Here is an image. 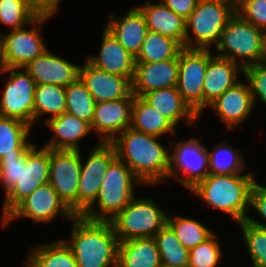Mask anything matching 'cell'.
<instances>
[{
	"instance_id": "6da1fadb",
	"label": "cell",
	"mask_w": 266,
	"mask_h": 267,
	"mask_svg": "<svg viewBox=\"0 0 266 267\" xmlns=\"http://www.w3.org/2000/svg\"><path fill=\"white\" fill-rule=\"evenodd\" d=\"M157 138L129 127L111 142L116 156L130 168L141 184H155L168 178L170 154Z\"/></svg>"
},
{
	"instance_id": "7a4b0ae2",
	"label": "cell",
	"mask_w": 266,
	"mask_h": 267,
	"mask_svg": "<svg viewBox=\"0 0 266 267\" xmlns=\"http://www.w3.org/2000/svg\"><path fill=\"white\" fill-rule=\"evenodd\" d=\"M73 221L71 239L64 241L78 267H117L119 241L112 223L82 216H75Z\"/></svg>"
},
{
	"instance_id": "3957f363",
	"label": "cell",
	"mask_w": 266,
	"mask_h": 267,
	"mask_svg": "<svg viewBox=\"0 0 266 267\" xmlns=\"http://www.w3.org/2000/svg\"><path fill=\"white\" fill-rule=\"evenodd\" d=\"M254 173L245 175L209 174L199 181L191 190L213 208L232 216L240 223L247 219L250 207V193L256 182Z\"/></svg>"
},
{
	"instance_id": "277c9868",
	"label": "cell",
	"mask_w": 266,
	"mask_h": 267,
	"mask_svg": "<svg viewBox=\"0 0 266 267\" xmlns=\"http://www.w3.org/2000/svg\"><path fill=\"white\" fill-rule=\"evenodd\" d=\"M140 183L116 156L107 167L97 199L81 216L91 221H110L135 197L133 186ZM96 202L99 210L94 207Z\"/></svg>"
},
{
	"instance_id": "5b68a950",
	"label": "cell",
	"mask_w": 266,
	"mask_h": 267,
	"mask_svg": "<svg viewBox=\"0 0 266 267\" xmlns=\"http://www.w3.org/2000/svg\"><path fill=\"white\" fill-rule=\"evenodd\" d=\"M234 14L235 0H199L185 20L184 48L209 49L212 44L217 45L224 27ZM190 33L193 38H190Z\"/></svg>"
},
{
	"instance_id": "8992f818",
	"label": "cell",
	"mask_w": 266,
	"mask_h": 267,
	"mask_svg": "<svg viewBox=\"0 0 266 267\" xmlns=\"http://www.w3.org/2000/svg\"><path fill=\"white\" fill-rule=\"evenodd\" d=\"M167 216L153 200L133 198L110 222L118 241L123 242L154 237L167 224Z\"/></svg>"
},
{
	"instance_id": "52a82bcc",
	"label": "cell",
	"mask_w": 266,
	"mask_h": 267,
	"mask_svg": "<svg viewBox=\"0 0 266 267\" xmlns=\"http://www.w3.org/2000/svg\"><path fill=\"white\" fill-rule=\"evenodd\" d=\"M262 30L244 21L235 13L224 27L216 45L218 56L227 58L244 69L260 64ZM238 60H237V59ZM239 58L241 63L238 62Z\"/></svg>"
},
{
	"instance_id": "ba28073f",
	"label": "cell",
	"mask_w": 266,
	"mask_h": 267,
	"mask_svg": "<svg viewBox=\"0 0 266 267\" xmlns=\"http://www.w3.org/2000/svg\"><path fill=\"white\" fill-rule=\"evenodd\" d=\"M211 56L210 49L183 47L179 52L176 87L184 102L199 118L203 111V80Z\"/></svg>"
},
{
	"instance_id": "9c48e42d",
	"label": "cell",
	"mask_w": 266,
	"mask_h": 267,
	"mask_svg": "<svg viewBox=\"0 0 266 267\" xmlns=\"http://www.w3.org/2000/svg\"><path fill=\"white\" fill-rule=\"evenodd\" d=\"M54 13L42 11L31 22V25L34 26L31 30H25L22 27L11 30L6 35L0 34L6 68H19L21 70L48 49L43 41L44 39L39 34L40 28L37 26L42 27L44 21L51 19Z\"/></svg>"
},
{
	"instance_id": "30bf717a",
	"label": "cell",
	"mask_w": 266,
	"mask_h": 267,
	"mask_svg": "<svg viewBox=\"0 0 266 267\" xmlns=\"http://www.w3.org/2000/svg\"><path fill=\"white\" fill-rule=\"evenodd\" d=\"M50 149L38 150L34 144L26 153V165H21L19 182L6 194L2 209V220L36 188L49 182Z\"/></svg>"
},
{
	"instance_id": "8fae6325",
	"label": "cell",
	"mask_w": 266,
	"mask_h": 267,
	"mask_svg": "<svg viewBox=\"0 0 266 267\" xmlns=\"http://www.w3.org/2000/svg\"><path fill=\"white\" fill-rule=\"evenodd\" d=\"M81 164L80 150L50 149L49 183L75 216Z\"/></svg>"
},
{
	"instance_id": "7c38bea8",
	"label": "cell",
	"mask_w": 266,
	"mask_h": 267,
	"mask_svg": "<svg viewBox=\"0 0 266 267\" xmlns=\"http://www.w3.org/2000/svg\"><path fill=\"white\" fill-rule=\"evenodd\" d=\"M6 68L10 72L2 99L0 100V116L16 118L32 127L34 123V94L36 83L22 68Z\"/></svg>"
},
{
	"instance_id": "4fadbf2b",
	"label": "cell",
	"mask_w": 266,
	"mask_h": 267,
	"mask_svg": "<svg viewBox=\"0 0 266 267\" xmlns=\"http://www.w3.org/2000/svg\"><path fill=\"white\" fill-rule=\"evenodd\" d=\"M66 219H73L75 214L58 197L57 192L48 182L36 188L23 199L3 220L2 226H7L15 218H30L35 223L51 222L58 214Z\"/></svg>"
},
{
	"instance_id": "5bb4252c",
	"label": "cell",
	"mask_w": 266,
	"mask_h": 267,
	"mask_svg": "<svg viewBox=\"0 0 266 267\" xmlns=\"http://www.w3.org/2000/svg\"><path fill=\"white\" fill-rule=\"evenodd\" d=\"M91 150L86 162L81 164L77 193V216H81L97 199L104 175L110 162L116 157L111 142H99Z\"/></svg>"
},
{
	"instance_id": "9a60e30c",
	"label": "cell",
	"mask_w": 266,
	"mask_h": 267,
	"mask_svg": "<svg viewBox=\"0 0 266 267\" xmlns=\"http://www.w3.org/2000/svg\"><path fill=\"white\" fill-rule=\"evenodd\" d=\"M169 157V177H177L181 171L186 178L177 177L176 180L183 186L192 189L199 181L209 175V153L205 146L194 137L186 142H176Z\"/></svg>"
},
{
	"instance_id": "2e32d148",
	"label": "cell",
	"mask_w": 266,
	"mask_h": 267,
	"mask_svg": "<svg viewBox=\"0 0 266 267\" xmlns=\"http://www.w3.org/2000/svg\"><path fill=\"white\" fill-rule=\"evenodd\" d=\"M133 101L132 93L128 98L95 103L90 126L100 135L101 142H112L116 134L131 126Z\"/></svg>"
},
{
	"instance_id": "e0dca14e",
	"label": "cell",
	"mask_w": 266,
	"mask_h": 267,
	"mask_svg": "<svg viewBox=\"0 0 266 267\" xmlns=\"http://www.w3.org/2000/svg\"><path fill=\"white\" fill-rule=\"evenodd\" d=\"M79 78L96 102L128 98L132 94V83L128 78L96 68L88 60L80 66Z\"/></svg>"
},
{
	"instance_id": "ac0fdd59",
	"label": "cell",
	"mask_w": 266,
	"mask_h": 267,
	"mask_svg": "<svg viewBox=\"0 0 266 267\" xmlns=\"http://www.w3.org/2000/svg\"><path fill=\"white\" fill-rule=\"evenodd\" d=\"M179 55L160 62H136L132 80V93L143 96L153 90L177 85Z\"/></svg>"
},
{
	"instance_id": "d6986e66",
	"label": "cell",
	"mask_w": 266,
	"mask_h": 267,
	"mask_svg": "<svg viewBox=\"0 0 266 267\" xmlns=\"http://www.w3.org/2000/svg\"><path fill=\"white\" fill-rule=\"evenodd\" d=\"M23 68L36 85L55 84L67 87L79 78L80 66L51 54L47 49Z\"/></svg>"
},
{
	"instance_id": "ffe728a7",
	"label": "cell",
	"mask_w": 266,
	"mask_h": 267,
	"mask_svg": "<svg viewBox=\"0 0 266 267\" xmlns=\"http://www.w3.org/2000/svg\"><path fill=\"white\" fill-rule=\"evenodd\" d=\"M241 82L227 89L208 105L214 108L219 119L228 129H233L243 122L255 106L249 84Z\"/></svg>"
},
{
	"instance_id": "44dd1931",
	"label": "cell",
	"mask_w": 266,
	"mask_h": 267,
	"mask_svg": "<svg viewBox=\"0 0 266 267\" xmlns=\"http://www.w3.org/2000/svg\"><path fill=\"white\" fill-rule=\"evenodd\" d=\"M93 66L122 77L131 82L135 73V57L132 56L105 27L99 55L87 59Z\"/></svg>"
},
{
	"instance_id": "7402d4cb",
	"label": "cell",
	"mask_w": 266,
	"mask_h": 267,
	"mask_svg": "<svg viewBox=\"0 0 266 267\" xmlns=\"http://www.w3.org/2000/svg\"><path fill=\"white\" fill-rule=\"evenodd\" d=\"M239 71H244L240 64L227 58L212 55L203 80V110L227 89L238 82Z\"/></svg>"
},
{
	"instance_id": "603a6c76",
	"label": "cell",
	"mask_w": 266,
	"mask_h": 267,
	"mask_svg": "<svg viewBox=\"0 0 266 267\" xmlns=\"http://www.w3.org/2000/svg\"><path fill=\"white\" fill-rule=\"evenodd\" d=\"M114 16L113 13L110 14L106 28L136 58L148 31L143 13L138 7H134L120 19Z\"/></svg>"
},
{
	"instance_id": "cb8c5ba5",
	"label": "cell",
	"mask_w": 266,
	"mask_h": 267,
	"mask_svg": "<svg viewBox=\"0 0 266 267\" xmlns=\"http://www.w3.org/2000/svg\"><path fill=\"white\" fill-rule=\"evenodd\" d=\"M53 138L45 144V148L54 150H80L79 141L91 132L89 123L71 115L63 113L45 120Z\"/></svg>"
},
{
	"instance_id": "d4e9b609",
	"label": "cell",
	"mask_w": 266,
	"mask_h": 267,
	"mask_svg": "<svg viewBox=\"0 0 266 267\" xmlns=\"http://www.w3.org/2000/svg\"><path fill=\"white\" fill-rule=\"evenodd\" d=\"M138 8L145 17L149 31L173 38L184 47L185 19L177 15L162 2L152 3L149 0Z\"/></svg>"
},
{
	"instance_id": "484cf974",
	"label": "cell",
	"mask_w": 266,
	"mask_h": 267,
	"mask_svg": "<svg viewBox=\"0 0 266 267\" xmlns=\"http://www.w3.org/2000/svg\"><path fill=\"white\" fill-rule=\"evenodd\" d=\"M142 98L164 116L175 128L181 118L191 125L199 117L184 102L176 86L153 90Z\"/></svg>"
},
{
	"instance_id": "4316f807",
	"label": "cell",
	"mask_w": 266,
	"mask_h": 267,
	"mask_svg": "<svg viewBox=\"0 0 266 267\" xmlns=\"http://www.w3.org/2000/svg\"><path fill=\"white\" fill-rule=\"evenodd\" d=\"M160 254L153 237L119 242L117 267H160Z\"/></svg>"
},
{
	"instance_id": "83f0119b",
	"label": "cell",
	"mask_w": 266,
	"mask_h": 267,
	"mask_svg": "<svg viewBox=\"0 0 266 267\" xmlns=\"http://www.w3.org/2000/svg\"><path fill=\"white\" fill-rule=\"evenodd\" d=\"M130 127L136 131L157 137L169 132L176 135V128L141 96L136 95H134L132 104Z\"/></svg>"
},
{
	"instance_id": "f1b7e54d",
	"label": "cell",
	"mask_w": 266,
	"mask_h": 267,
	"mask_svg": "<svg viewBox=\"0 0 266 267\" xmlns=\"http://www.w3.org/2000/svg\"><path fill=\"white\" fill-rule=\"evenodd\" d=\"M31 126L16 118L0 116V159L10 155H25L33 146L27 141Z\"/></svg>"
},
{
	"instance_id": "f546056e",
	"label": "cell",
	"mask_w": 266,
	"mask_h": 267,
	"mask_svg": "<svg viewBox=\"0 0 266 267\" xmlns=\"http://www.w3.org/2000/svg\"><path fill=\"white\" fill-rule=\"evenodd\" d=\"M23 267H78L70 247L64 240L31 247Z\"/></svg>"
},
{
	"instance_id": "4dcf8cb0",
	"label": "cell",
	"mask_w": 266,
	"mask_h": 267,
	"mask_svg": "<svg viewBox=\"0 0 266 267\" xmlns=\"http://www.w3.org/2000/svg\"><path fill=\"white\" fill-rule=\"evenodd\" d=\"M183 47L173 38L147 31L135 62H160L179 55Z\"/></svg>"
},
{
	"instance_id": "1f68e13d",
	"label": "cell",
	"mask_w": 266,
	"mask_h": 267,
	"mask_svg": "<svg viewBox=\"0 0 266 267\" xmlns=\"http://www.w3.org/2000/svg\"><path fill=\"white\" fill-rule=\"evenodd\" d=\"M153 238L159 250L161 265L188 267L189 250L180 243L167 224Z\"/></svg>"
},
{
	"instance_id": "d6a6232c",
	"label": "cell",
	"mask_w": 266,
	"mask_h": 267,
	"mask_svg": "<svg viewBox=\"0 0 266 267\" xmlns=\"http://www.w3.org/2000/svg\"><path fill=\"white\" fill-rule=\"evenodd\" d=\"M65 87L55 84H40L35 87L34 123L41 115L47 113L56 117L65 113Z\"/></svg>"
},
{
	"instance_id": "836d02e7",
	"label": "cell",
	"mask_w": 266,
	"mask_h": 267,
	"mask_svg": "<svg viewBox=\"0 0 266 267\" xmlns=\"http://www.w3.org/2000/svg\"><path fill=\"white\" fill-rule=\"evenodd\" d=\"M41 12L32 0H0V23L10 30L31 24Z\"/></svg>"
},
{
	"instance_id": "e575fe53",
	"label": "cell",
	"mask_w": 266,
	"mask_h": 267,
	"mask_svg": "<svg viewBox=\"0 0 266 267\" xmlns=\"http://www.w3.org/2000/svg\"><path fill=\"white\" fill-rule=\"evenodd\" d=\"M65 100L66 113L91 125L96 101L80 78L65 87Z\"/></svg>"
},
{
	"instance_id": "d590c367",
	"label": "cell",
	"mask_w": 266,
	"mask_h": 267,
	"mask_svg": "<svg viewBox=\"0 0 266 267\" xmlns=\"http://www.w3.org/2000/svg\"><path fill=\"white\" fill-rule=\"evenodd\" d=\"M167 225L173 230L180 243L188 250L203 243L214 233L199 221L175 216H167Z\"/></svg>"
},
{
	"instance_id": "8d00e7d4",
	"label": "cell",
	"mask_w": 266,
	"mask_h": 267,
	"mask_svg": "<svg viewBox=\"0 0 266 267\" xmlns=\"http://www.w3.org/2000/svg\"><path fill=\"white\" fill-rule=\"evenodd\" d=\"M208 153L209 174L233 175L244 171L246 165L242 154L235 151L226 141L214 146L213 151Z\"/></svg>"
},
{
	"instance_id": "74e56055",
	"label": "cell",
	"mask_w": 266,
	"mask_h": 267,
	"mask_svg": "<svg viewBox=\"0 0 266 267\" xmlns=\"http://www.w3.org/2000/svg\"><path fill=\"white\" fill-rule=\"evenodd\" d=\"M243 231L246 247L253 267H266V228L250 224L246 220L238 223Z\"/></svg>"
},
{
	"instance_id": "f35d334b",
	"label": "cell",
	"mask_w": 266,
	"mask_h": 267,
	"mask_svg": "<svg viewBox=\"0 0 266 267\" xmlns=\"http://www.w3.org/2000/svg\"><path fill=\"white\" fill-rule=\"evenodd\" d=\"M221 256V248L214 233L206 241L189 250L188 267H216Z\"/></svg>"
},
{
	"instance_id": "ab89813d",
	"label": "cell",
	"mask_w": 266,
	"mask_h": 267,
	"mask_svg": "<svg viewBox=\"0 0 266 267\" xmlns=\"http://www.w3.org/2000/svg\"><path fill=\"white\" fill-rule=\"evenodd\" d=\"M235 13L256 28L266 29V0H235Z\"/></svg>"
},
{
	"instance_id": "60d3db41",
	"label": "cell",
	"mask_w": 266,
	"mask_h": 267,
	"mask_svg": "<svg viewBox=\"0 0 266 267\" xmlns=\"http://www.w3.org/2000/svg\"><path fill=\"white\" fill-rule=\"evenodd\" d=\"M21 165H26V154L4 156L0 159V182L4 186V194L19 182Z\"/></svg>"
},
{
	"instance_id": "b9f144b4",
	"label": "cell",
	"mask_w": 266,
	"mask_h": 267,
	"mask_svg": "<svg viewBox=\"0 0 266 267\" xmlns=\"http://www.w3.org/2000/svg\"><path fill=\"white\" fill-rule=\"evenodd\" d=\"M243 74L249 82L253 101L260 99L266 105V65L255 64L244 68ZM258 97V98H257Z\"/></svg>"
},
{
	"instance_id": "7bdbcfd3",
	"label": "cell",
	"mask_w": 266,
	"mask_h": 267,
	"mask_svg": "<svg viewBox=\"0 0 266 267\" xmlns=\"http://www.w3.org/2000/svg\"><path fill=\"white\" fill-rule=\"evenodd\" d=\"M250 206L266 221V186H262L257 182L254 183L250 193ZM246 221L252 225L266 228V224L260 223L250 216H247Z\"/></svg>"
},
{
	"instance_id": "ee69618b",
	"label": "cell",
	"mask_w": 266,
	"mask_h": 267,
	"mask_svg": "<svg viewBox=\"0 0 266 267\" xmlns=\"http://www.w3.org/2000/svg\"><path fill=\"white\" fill-rule=\"evenodd\" d=\"M199 0H162V3L183 19H187Z\"/></svg>"
},
{
	"instance_id": "f6af8a7d",
	"label": "cell",
	"mask_w": 266,
	"mask_h": 267,
	"mask_svg": "<svg viewBox=\"0 0 266 267\" xmlns=\"http://www.w3.org/2000/svg\"><path fill=\"white\" fill-rule=\"evenodd\" d=\"M41 11L57 12L60 0H32Z\"/></svg>"
},
{
	"instance_id": "bcb514c9",
	"label": "cell",
	"mask_w": 266,
	"mask_h": 267,
	"mask_svg": "<svg viewBox=\"0 0 266 267\" xmlns=\"http://www.w3.org/2000/svg\"><path fill=\"white\" fill-rule=\"evenodd\" d=\"M260 64L266 65V29L262 30Z\"/></svg>"
},
{
	"instance_id": "7dc6e473",
	"label": "cell",
	"mask_w": 266,
	"mask_h": 267,
	"mask_svg": "<svg viewBox=\"0 0 266 267\" xmlns=\"http://www.w3.org/2000/svg\"><path fill=\"white\" fill-rule=\"evenodd\" d=\"M6 69V65L3 58L2 42L0 38V73H3Z\"/></svg>"
}]
</instances>
